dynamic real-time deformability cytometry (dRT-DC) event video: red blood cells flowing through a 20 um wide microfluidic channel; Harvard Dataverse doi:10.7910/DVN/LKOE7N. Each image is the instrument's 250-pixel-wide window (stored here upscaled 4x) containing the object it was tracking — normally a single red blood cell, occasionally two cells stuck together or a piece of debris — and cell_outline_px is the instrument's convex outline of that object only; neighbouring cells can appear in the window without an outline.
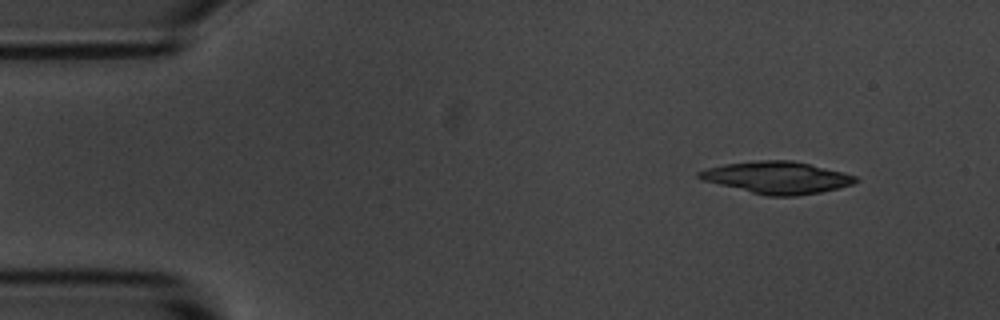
{"species": "common noctule bat (a hibernating species)", "species_latin": "Nyctalus noctula", "temperature_condition": "room temperature", "stored_images_in_passage": 5, "camera_frame_rate_fps": 3000, "um_per_image_px": 0.085, "animal": {"sex": "male", "body_mass_g": 20.1, "forearm_length_mm": 53.5}, "frame": {"image": 1, "passage_image": 5, "time_ms": 5.333, "image_size_px": [1000, 320], "cell_outline_px": [[860, 180], [852, 184], [820, 192], [796, 196], [764, 196], [704, 180], [696, 176], [696, 172], [708, 168], [724, 164], [756, 160], [792, 160], [844, 172], [856, 176]], "centroid_in_image_um": [66.05, 15.09], "position_along_channel_um": 19.0, "area_um2": 29.13}}